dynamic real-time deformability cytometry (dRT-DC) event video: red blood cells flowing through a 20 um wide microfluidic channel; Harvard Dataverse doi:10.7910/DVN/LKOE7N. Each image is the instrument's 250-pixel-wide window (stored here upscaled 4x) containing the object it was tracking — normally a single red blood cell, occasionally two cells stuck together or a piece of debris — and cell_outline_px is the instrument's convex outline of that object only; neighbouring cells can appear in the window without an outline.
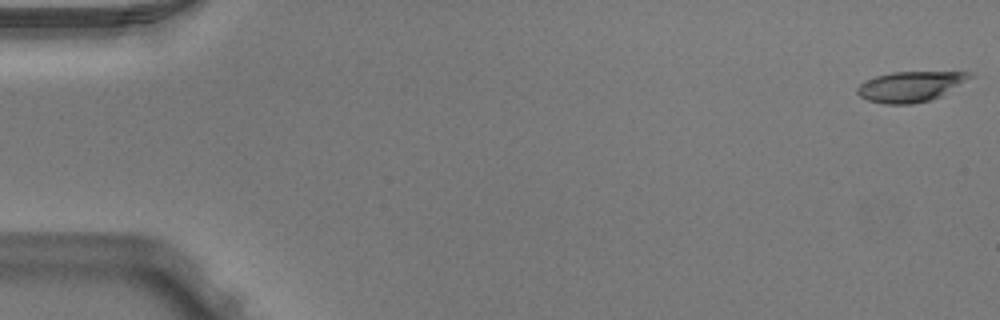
{"species": "Egyptian fruit bat (a non-hibernating species)", "species_latin": "Rousettus aegyptiacus", "temperature_condition": "warm", "stored_images_in_passage": 8, "camera_frame_rate_fps": 3000, "um_per_image_px": 0.085, "animal": {"sex": "male"}, "frame": {"image": 1, "passage_image": 1, "time_ms": 0.0, "image_size_px": [1000, 320], "cell_outline_px": [[976, 76], [940, 96], [932, 100], [912, 104], [884, 104], [868, 100], [860, 96], [856, 92], [856, 88], [864, 80], [876, 76], [892, 72], [968, 72]], "centroid_in_image_um": [77.38, 7.35], "position_along_channel_um": 7.6, "area_um2": 20.0}}